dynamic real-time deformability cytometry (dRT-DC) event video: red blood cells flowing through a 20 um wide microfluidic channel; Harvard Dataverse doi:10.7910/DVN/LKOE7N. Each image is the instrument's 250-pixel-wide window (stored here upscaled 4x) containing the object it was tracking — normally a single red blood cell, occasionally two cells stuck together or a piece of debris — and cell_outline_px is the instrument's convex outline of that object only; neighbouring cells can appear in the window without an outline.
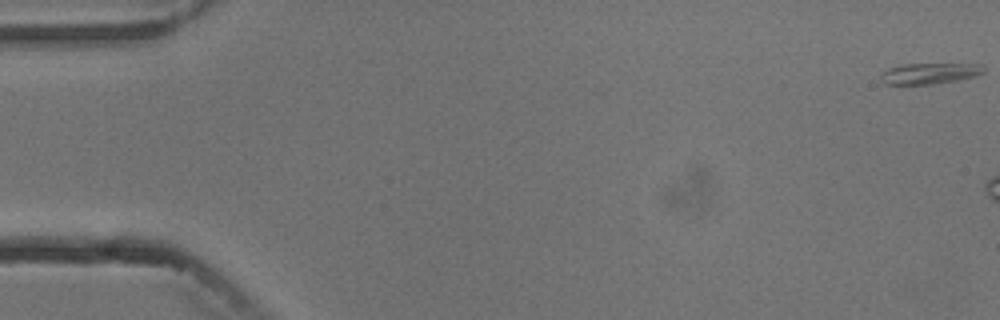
{"species": "common noctule bat (a hibernating species)", "species_latin": "Nyctalus noctula", "temperature_condition": "cold", "stored_images_in_passage": 6, "camera_frame_rate_fps": 3000, "um_per_image_px": 0.085, "animal": {"sex": "male", "body_mass_g": 13.3}, "frame": {"image": 1, "passage_image": 1, "time_ms": 0.0, "image_size_px": [1000, 320], "cell_outline_px": [[984, 72], [976, 76], [956, 80], [932, 84], [884, 84], [880, 80], [880, 72], [888, 68], [904, 64], [980, 64], [984, 68]], "centroid_in_image_um": [78.96, 6.24], "position_along_channel_um": 6.0, "area_um2": 12.54}}